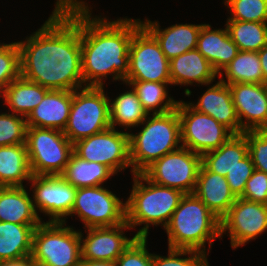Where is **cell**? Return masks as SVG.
Here are the masks:
<instances>
[{
    "mask_svg": "<svg viewBox=\"0 0 267 266\" xmlns=\"http://www.w3.org/2000/svg\"><path fill=\"white\" fill-rule=\"evenodd\" d=\"M48 91V88L20 76L12 81L0 96L12 113L26 118L40 104Z\"/></svg>",
    "mask_w": 267,
    "mask_h": 266,
    "instance_id": "obj_26",
    "label": "cell"
},
{
    "mask_svg": "<svg viewBox=\"0 0 267 266\" xmlns=\"http://www.w3.org/2000/svg\"><path fill=\"white\" fill-rule=\"evenodd\" d=\"M142 25L156 38L166 58L178 57L197 48L198 36L202 24H175L161 29L158 21H141Z\"/></svg>",
    "mask_w": 267,
    "mask_h": 266,
    "instance_id": "obj_20",
    "label": "cell"
},
{
    "mask_svg": "<svg viewBox=\"0 0 267 266\" xmlns=\"http://www.w3.org/2000/svg\"><path fill=\"white\" fill-rule=\"evenodd\" d=\"M124 81L171 82L169 60L156 38L141 25L129 46V71Z\"/></svg>",
    "mask_w": 267,
    "mask_h": 266,
    "instance_id": "obj_10",
    "label": "cell"
},
{
    "mask_svg": "<svg viewBox=\"0 0 267 266\" xmlns=\"http://www.w3.org/2000/svg\"><path fill=\"white\" fill-rule=\"evenodd\" d=\"M181 125L182 147L203 155L218 149L234 133L213 117L197 112L190 104L178 101L177 107Z\"/></svg>",
    "mask_w": 267,
    "mask_h": 266,
    "instance_id": "obj_11",
    "label": "cell"
},
{
    "mask_svg": "<svg viewBox=\"0 0 267 266\" xmlns=\"http://www.w3.org/2000/svg\"><path fill=\"white\" fill-rule=\"evenodd\" d=\"M146 244L147 238L137 237L116 260L118 266H152L153 254Z\"/></svg>",
    "mask_w": 267,
    "mask_h": 266,
    "instance_id": "obj_38",
    "label": "cell"
},
{
    "mask_svg": "<svg viewBox=\"0 0 267 266\" xmlns=\"http://www.w3.org/2000/svg\"><path fill=\"white\" fill-rule=\"evenodd\" d=\"M228 86L243 132L267 130V84L235 83Z\"/></svg>",
    "mask_w": 267,
    "mask_h": 266,
    "instance_id": "obj_16",
    "label": "cell"
},
{
    "mask_svg": "<svg viewBox=\"0 0 267 266\" xmlns=\"http://www.w3.org/2000/svg\"><path fill=\"white\" fill-rule=\"evenodd\" d=\"M168 235V247L193 249L206 253L215 238H221L220 219L194 194H185L164 228Z\"/></svg>",
    "mask_w": 267,
    "mask_h": 266,
    "instance_id": "obj_4",
    "label": "cell"
},
{
    "mask_svg": "<svg viewBox=\"0 0 267 266\" xmlns=\"http://www.w3.org/2000/svg\"><path fill=\"white\" fill-rule=\"evenodd\" d=\"M111 100L109 99L111 128L115 129L116 125L124 126L125 129L138 127L148 116L132 88Z\"/></svg>",
    "mask_w": 267,
    "mask_h": 266,
    "instance_id": "obj_32",
    "label": "cell"
},
{
    "mask_svg": "<svg viewBox=\"0 0 267 266\" xmlns=\"http://www.w3.org/2000/svg\"><path fill=\"white\" fill-rule=\"evenodd\" d=\"M225 25L240 51L258 52L267 45V23L227 20Z\"/></svg>",
    "mask_w": 267,
    "mask_h": 266,
    "instance_id": "obj_33",
    "label": "cell"
},
{
    "mask_svg": "<svg viewBox=\"0 0 267 266\" xmlns=\"http://www.w3.org/2000/svg\"><path fill=\"white\" fill-rule=\"evenodd\" d=\"M219 74L237 55L239 49L232 41L227 27L212 30L211 25L202 24L196 48Z\"/></svg>",
    "mask_w": 267,
    "mask_h": 266,
    "instance_id": "obj_23",
    "label": "cell"
},
{
    "mask_svg": "<svg viewBox=\"0 0 267 266\" xmlns=\"http://www.w3.org/2000/svg\"><path fill=\"white\" fill-rule=\"evenodd\" d=\"M137 94L143 109L150 115L167 113L176 109L178 101L168 96L167 85L171 82L124 81ZM165 101V102H164ZM163 104V105H162Z\"/></svg>",
    "mask_w": 267,
    "mask_h": 266,
    "instance_id": "obj_31",
    "label": "cell"
},
{
    "mask_svg": "<svg viewBox=\"0 0 267 266\" xmlns=\"http://www.w3.org/2000/svg\"><path fill=\"white\" fill-rule=\"evenodd\" d=\"M38 225L0 222V263L31 256L33 233Z\"/></svg>",
    "mask_w": 267,
    "mask_h": 266,
    "instance_id": "obj_25",
    "label": "cell"
},
{
    "mask_svg": "<svg viewBox=\"0 0 267 266\" xmlns=\"http://www.w3.org/2000/svg\"><path fill=\"white\" fill-rule=\"evenodd\" d=\"M220 223L221 237L229 232L231 247L236 249L267 230V204L237 197Z\"/></svg>",
    "mask_w": 267,
    "mask_h": 266,
    "instance_id": "obj_14",
    "label": "cell"
},
{
    "mask_svg": "<svg viewBox=\"0 0 267 266\" xmlns=\"http://www.w3.org/2000/svg\"><path fill=\"white\" fill-rule=\"evenodd\" d=\"M133 176V187L125 202L126 222L131 229L144 224L135 235L147 238L149 224H161L165 228L185 194L174 188L154 184L142 173Z\"/></svg>",
    "mask_w": 267,
    "mask_h": 266,
    "instance_id": "obj_3",
    "label": "cell"
},
{
    "mask_svg": "<svg viewBox=\"0 0 267 266\" xmlns=\"http://www.w3.org/2000/svg\"><path fill=\"white\" fill-rule=\"evenodd\" d=\"M32 176L26 144L0 147V187L23 186Z\"/></svg>",
    "mask_w": 267,
    "mask_h": 266,
    "instance_id": "obj_28",
    "label": "cell"
},
{
    "mask_svg": "<svg viewBox=\"0 0 267 266\" xmlns=\"http://www.w3.org/2000/svg\"><path fill=\"white\" fill-rule=\"evenodd\" d=\"M41 219L24 186L0 187V222L41 224Z\"/></svg>",
    "mask_w": 267,
    "mask_h": 266,
    "instance_id": "obj_24",
    "label": "cell"
},
{
    "mask_svg": "<svg viewBox=\"0 0 267 266\" xmlns=\"http://www.w3.org/2000/svg\"><path fill=\"white\" fill-rule=\"evenodd\" d=\"M227 81L223 79V71L218 75L226 84L256 83L264 84L261 62L258 52L238 51L233 60L222 69Z\"/></svg>",
    "mask_w": 267,
    "mask_h": 266,
    "instance_id": "obj_30",
    "label": "cell"
},
{
    "mask_svg": "<svg viewBox=\"0 0 267 266\" xmlns=\"http://www.w3.org/2000/svg\"><path fill=\"white\" fill-rule=\"evenodd\" d=\"M189 104L197 112L213 117L234 134H243L228 84L219 80L203 93L196 105Z\"/></svg>",
    "mask_w": 267,
    "mask_h": 266,
    "instance_id": "obj_18",
    "label": "cell"
},
{
    "mask_svg": "<svg viewBox=\"0 0 267 266\" xmlns=\"http://www.w3.org/2000/svg\"><path fill=\"white\" fill-rule=\"evenodd\" d=\"M72 214L78 215L85 228L113 227L126 221L125 203L101 185L76 188Z\"/></svg>",
    "mask_w": 267,
    "mask_h": 266,
    "instance_id": "obj_9",
    "label": "cell"
},
{
    "mask_svg": "<svg viewBox=\"0 0 267 266\" xmlns=\"http://www.w3.org/2000/svg\"><path fill=\"white\" fill-rule=\"evenodd\" d=\"M130 228L126 221L113 227L86 228L85 238L80 232L82 260L116 261L137 238L136 235L131 239L124 235L123 229Z\"/></svg>",
    "mask_w": 267,
    "mask_h": 266,
    "instance_id": "obj_17",
    "label": "cell"
},
{
    "mask_svg": "<svg viewBox=\"0 0 267 266\" xmlns=\"http://www.w3.org/2000/svg\"><path fill=\"white\" fill-rule=\"evenodd\" d=\"M66 222H42L33 233L31 257L39 266H81L80 231Z\"/></svg>",
    "mask_w": 267,
    "mask_h": 266,
    "instance_id": "obj_6",
    "label": "cell"
},
{
    "mask_svg": "<svg viewBox=\"0 0 267 266\" xmlns=\"http://www.w3.org/2000/svg\"><path fill=\"white\" fill-rule=\"evenodd\" d=\"M254 170L255 167L252 158L248 153L231 171L228 172L226 180L236 197H241L243 195L246 182L252 176Z\"/></svg>",
    "mask_w": 267,
    "mask_h": 266,
    "instance_id": "obj_40",
    "label": "cell"
},
{
    "mask_svg": "<svg viewBox=\"0 0 267 266\" xmlns=\"http://www.w3.org/2000/svg\"><path fill=\"white\" fill-rule=\"evenodd\" d=\"M36 211L48 215V222H65L75 202L76 188L61 176L33 175L30 179ZM66 217V218H65Z\"/></svg>",
    "mask_w": 267,
    "mask_h": 266,
    "instance_id": "obj_15",
    "label": "cell"
},
{
    "mask_svg": "<svg viewBox=\"0 0 267 266\" xmlns=\"http://www.w3.org/2000/svg\"><path fill=\"white\" fill-rule=\"evenodd\" d=\"M190 255V257L180 258L179 256ZM207 253L193 249L169 248L168 256L162 257L153 254L152 266H209L206 258Z\"/></svg>",
    "mask_w": 267,
    "mask_h": 266,
    "instance_id": "obj_37",
    "label": "cell"
},
{
    "mask_svg": "<svg viewBox=\"0 0 267 266\" xmlns=\"http://www.w3.org/2000/svg\"><path fill=\"white\" fill-rule=\"evenodd\" d=\"M231 17L227 20L267 23V0H225Z\"/></svg>",
    "mask_w": 267,
    "mask_h": 266,
    "instance_id": "obj_35",
    "label": "cell"
},
{
    "mask_svg": "<svg viewBox=\"0 0 267 266\" xmlns=\"http://www.w3.org/2000/svg\"><path fill=\"white\" fill-rule=\"evenodd\" d=\"M103 87L85 86L72 91V105L63 133L72 142L111 127L109 97Z\"/></svg>",
    "mask_w": 267,
    "mask_h": 266,
    "instance_id": "obj_7",
    "label": "cell"
},
{
    "mask_svg": "<svg viewBox=\"0 0 267 266\" xmlns=\"http://www.w3.org/2000/svg\"><path fill=\"white\" fill-rule=\"evenodd\" d=\"M113 175L107 166L88 162L73 152L61 177L73 187L81 188L103 185Z\"/></svg>",
    "mask_w": 267,
    "mask_h": 266,
    "instance_id": "obj_29",
    "label": "cell"
},
{
    "mask_svg": "<svg viewBox=\"0 0 267 266\" xmlns=\"http://www.w3.org/2000/svg\"><path fill=\"white\" fill-rule=\"evenodd\" d=\"M81 266H118L116 261L82 260Z\"/></svg>",
    "mask_w": 267,
    "mask_h": 266,
    "instance_id": "obj_44",
    "label": "cell"
},
{
    "mask_svg": "<svg viewBox=\"0 0 267 266\" xmlns=\"http://www.w3.org/2000/svg\"><path fill=\"white\" fill-rule=\"evenodd\" d=\"M0 266H39L31 256L19 259V260H13V261H6L0 263Z\"/></svg>",
    "mask_w": 267,
    "mask_h": 266,
    "instance_id": "obj_42",
    "label": "cell"
},
{
    "mask_svg": "<svg viewBox=\"0 0 267 266\" xmlns=\"http://www.w3.org/2000/svg\"><path fill=\"white\" fill-rule=\"evenodd\" d=\"M24 118L14 113L0 114V147L26 143L27 122Z\"/></svg>",
    "mask_w": 267,
    "mask_h": 266,
    "instance_id": "obj_36",
    "label": "cell"
},
{
    "mask_svg": "<svg viewBox=\"0 0 267 266\" xmlns=\"http://www.w3.org/2000/svg\"><path fill=\"white\" fill-rule=\"evenodd\" d=\"M248 154L247 138L244 134H234L218 149L201 156V164L213 173L226 177L238 162Z\"/></svg>",
    "mask_w": 267,
    "mask_h": 266,
    "instance_id": "obj_27",
    "label": "cell"
},
{
    "mask_svg": "<svg viewBox=\"0 0 267 266\" xmlns=\"http://www.w3.org/2000/svg\"><path fill=\"white\" fill-rule=\"evenodd\" d=\"M73 152L88 162L107 166L114 174L131 167L129 133L111 127L76 141Z\"/></svg>",
    "mask_w": 267,
    "mask_h": 266,
    "instance_id": "obj_13",
    "label": "cell"
},
{
    "mask_svg": "<svg viewBox=\"0 0 267 266\" xmlns=\"http://www.w3.org/2000/svg\"><path fill=\"white\" fill-rule=\"evenodd\" d=\"M26 147L32 175L61 176L73 153L63 131L27 127Z\"/></svg>",
    "mask_w": 267,
    "mask_h": 266,
    "instance_id": "obj_8",
    "label": "cell"
},
{
    "mask_svg": "<svg viewBox=\"0 0 267 266\" xmlns=\"http://www.w3.org/2000/svg\"><path fill=\"white\" fill-rule=\"evenodd\" d=\"M194 194L220 220L228 213L237 197L223 177L208 171L202 164L199 168Z\"/></svg>",
    "mask_w": 267,
    "mask_h": 266,
    "instance_id": "obj_21",
    "label": "cell"
},
{
    "mask_svg": "<svg viewBox=\"0 0 267 266\" xmlns=\"http://www.w3.org/2000/svg\"><path fill=\"white\" fill-rule=\"evenodd\" d=\"M21 76L20 49L17 42L0 43V94Z\"/></svg>",
    "mask_w": 267,
    "mask_h": 266,
    "instance_id": "obj_34",
    "label": "cell"
},
{
    "mask_svg": "<svg viewBox=\"0 0 267 266\" xmlns=\"http://www.w3.org/2000/svg\"><path fill=\"white\" fill-rule=\"evenodd\" d=\"M243 134L255 169L267 174V130L245 131Z\"/></svg>",
    "mask_w": 267,
    "mask_h": 266,
    "instance_id": "obj_39",
    "label": "cell"
},
{
    "mask_svg": "<svg viewBox=\"0 0 267 266\" xmlns=\"http://www.w3.org/2000/svg\"><path fill=\"white\" fill-rule=\"evenodd\" d=\"M17 43L23 78L49 90L74 91L84 87L80 0H57L41 28Z\"/></svg>",
    "mask_w": 267,
    "mask_h": 266,
    "instance_id": "obj_1",
    "label": "cell"
},
{
    "mask_svg": "<svg viewBox=\"0 0 267 266\" xmlns=\"http://www.w3.org/2000/svg\"><path fill=\"white\" fill-rule=\"evenodd\" d=\"M200 166L201 155L180 147L155 160L142 174L154 184L191 194L196 188Z\"/></svg>",
    "mask_w": 267,
    "mask_h": 266,
    "instance_id": "obj_12",
    "label": "cell"
},
{
    "mask_svg": "<svg viewBox=\"0 0 267 266\" xmlns=\"http://www.w3.org/2000/svg\"><path fill=\"white\" fill-rule=\"evenodd\" d=\"M140 125L144 126L138 134L129 133L132 174L142 173L155 160L182 147L177 109L148 114Z\"/></svg>",
    "mask_w": 267,
    "mask_h": 266,
    "instance_id": "obj_5",
    "label": "cell"
},
{
    "mask_svg": "<svg viewBox=\"0 0 267 266\" xmlns=\"http://www.w3.org/2000/svg\"><path fill=\"white\" fill-rule=\"evenodd\" d=\"M80 1V45L82 77L85 86L103 87V79L127 77L129 46L133 33L142 25L140 19L92 18L91 8ZM90 8V9H89ZM104 77V78H103Z\"/></svg>",
    "mask_w": 267,
    "mask_h": 266,
    "instance_id": "obj_2",
    "label": "cell"
},
{
    "mask_svg": "<svg viewBox=\"0 0 267 266\" xmlns=\"http://www.w3.org/2000/svg\"><path fill=\"white\" fill-rule=\"evenodd\" d=\"M72 105V91L49 90L40 104L25 118L27 127L56 129L66 127Z\"/></svg>",
    "mask_w": 267,
    "mask_h": 266,
    "instance_id": "obj_19",
    "label": "cell"
},
{
    "mask_svg": "<svg viewBox=\"0 0 267 266\" xmlns=\"http://www.w3.org/2000/svg\"><path fill=\"white\" fill-rule=\"evenodd\" d=\"M171 85L211 84L218 73L197 50H189L169 61Z\"/></svg>",
    "mask_w": 267,
    "mask_h": 266,
    "instance_id": "obj_22",
    "label": "cell"
},
{
    "mask_svg": "<svg viewBox=\"0 0 267 266\" xmlns=\"http://www.w3.org/2000/svg\"><path fill=\"white\" fill-rule=\"evenodd\" d=\"M241 198L267 204V174L255 169L246 182Z\"/></svg>",
    "mask_w": 267,
    "mask_h": 266,
    "instance_id": "obj_41",
    "label": "cell"
},
{
    "mask_svg": "<svg viewBox=\"0 0 267 266\" xmlns=\"http://www.w3.org/2000/svg\"><path fill=\"white\" fill-rule=\"evenodd\" d=\"M261 68L264 78V84H267V45L258 51Z\"/></svg>",
    "mask_w": 267,
    "mask_h": 266,
    "instance_id": "obj_43",
    "label": "cell"
}]
</instances>
